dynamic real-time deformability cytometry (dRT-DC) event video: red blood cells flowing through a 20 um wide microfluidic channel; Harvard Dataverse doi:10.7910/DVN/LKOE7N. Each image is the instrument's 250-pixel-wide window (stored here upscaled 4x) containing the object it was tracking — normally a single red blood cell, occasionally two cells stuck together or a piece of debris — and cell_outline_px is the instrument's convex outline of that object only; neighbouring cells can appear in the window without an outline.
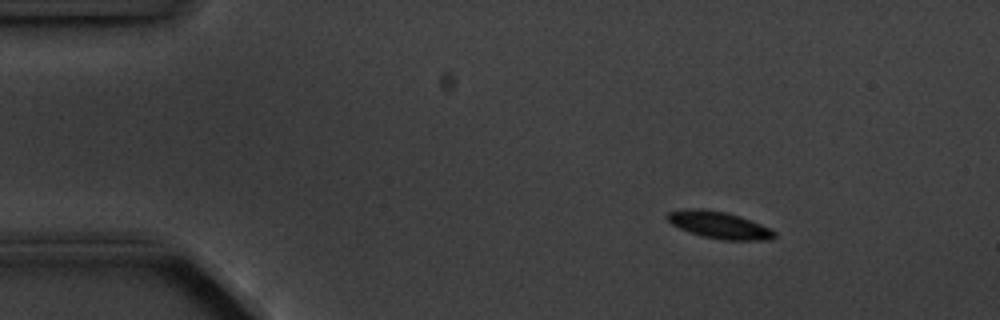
{"species": "common noctule bat (a hibernating species)", "species_latin": "Nyctalus noctula", "temperature_condition": "cold", "stored_images_in_passage": 4, "camera_frame_rate_fps": 3000, "um_per_image_px": 0.085, "animal": {"sex": "male", "body_mass_g": 20.1, "forearm_length_mm": 53.5}, "frame": {"image": 1, "passage_image": 1, "time_ms": 0.0, "image_size_px": [1000, 320], "cell_outline_px": [[776, 236], [772, 240], [720, 240], [700, 236], [688, 232], [672, 224], [664, 216], [668, 212], [692, 208], [700, 208], [724, 212], [740, 216], [760, 224], [776, 232]], "centroid_in_image_um": [61.11, 19.14], "position_along_channel_um": 23.9, "area_um2": 16.88}}
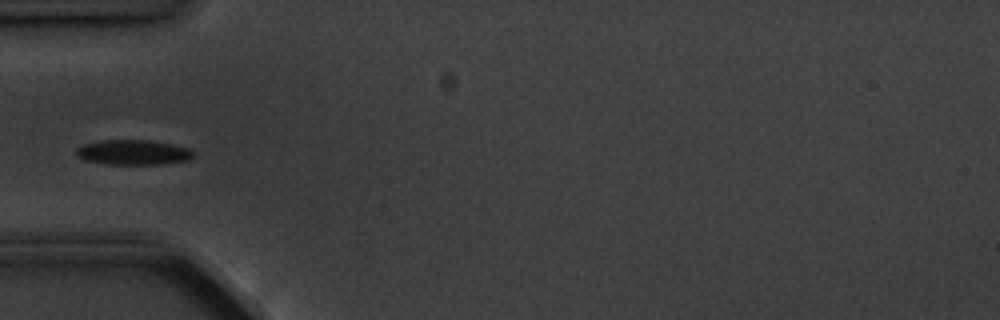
{"frame": {"image": 2, "passage_image": 4, "time_ms": 3.333, "image_size_px": [1000, 320], "cell_outline_px": [[196, 152], [188, 160], [160, 164], [108, 164], [84, 160], [76, 156], [76, 148], [84, 144], [100, 140], [148, 140], [172, 144], [188, 148]], "centroid_in_image_um": [11.3, 12.94], "position_along_channel_um": 73.7, "area_um2": 17.05}}